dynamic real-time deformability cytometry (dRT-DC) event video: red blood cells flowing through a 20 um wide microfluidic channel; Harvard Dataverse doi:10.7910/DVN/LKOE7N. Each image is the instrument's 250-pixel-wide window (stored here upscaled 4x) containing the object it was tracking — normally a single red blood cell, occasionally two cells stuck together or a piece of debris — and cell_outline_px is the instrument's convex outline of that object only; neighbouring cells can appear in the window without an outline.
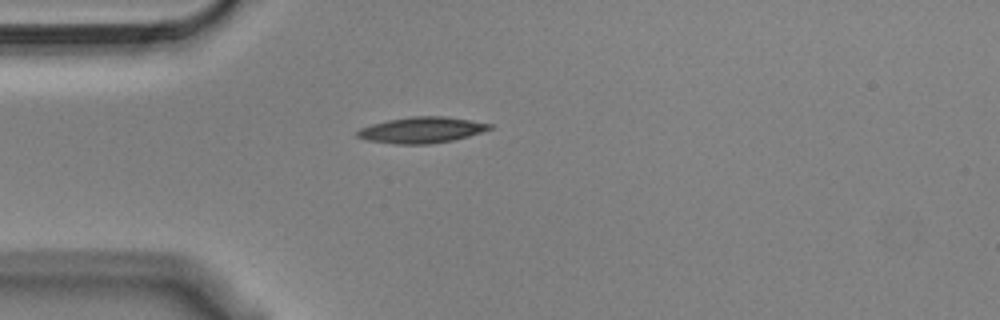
{"species": "Egyptian fruit bat (a non-hibernating species)", "species_latin": "Rousettus aegyptiacus", "temperature_condition": "cold", "stored_images_in_passage": 41, "camera_frame_rate_fps": 3000, "um_per_image_px": 0.085, "animal": {"sex": "male"}, "frame": {"image": 1, "passage_image": 1, "time_ms": 0.0, "image_size_px": [1000, 320], "cell_outline_px": [[492, 128], [468, 136], [452, 140], [428, 144], [396, 144], [368, 140], [356, 136], [356, 132], [360, 128], [372, 124], [388, 120], [412, 116], [444, 116], [492, 124]], "centroid_in_image_um": [35.81, 11.05], "position_along_channel_um": 49.2, "area_um2": 19.77}}
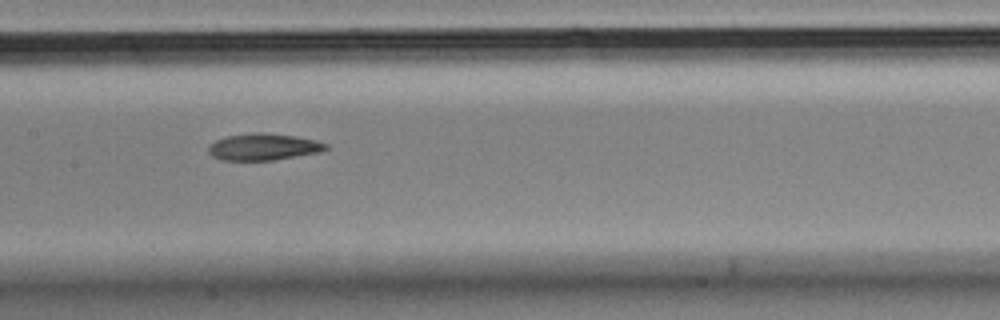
{"frame": {"image": 2, "passage_image": 13, "time_ms": 4.0, "image_size_px": [1000, 320], "cell_outline_px": [[328, 148], [320, 152], [272, 160], [220, 160], [212, 156], [208, 152], [208, 144], [216, 140], [228, 136], [252, 132], [264, 132], [296, 136], [316, 140], [328, 144]], "centroid_in_image_um": [22.38, 12.47], "position_along_channel_um": 185.0, "area_um2": 18.38}}
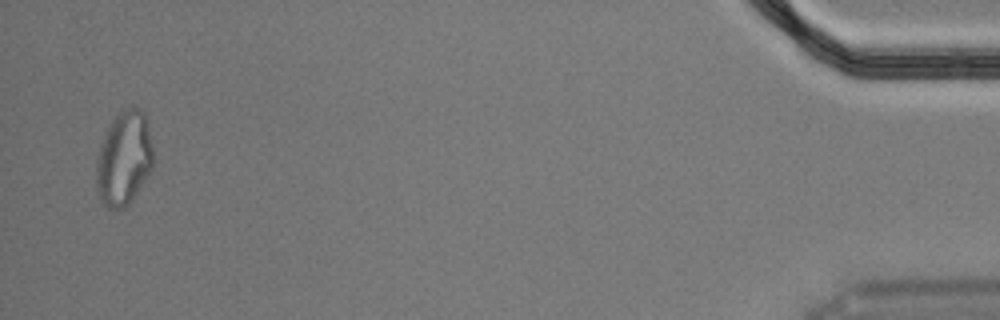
{"frame": {"image": 3, "passage_image": 40, "time_ms": 13.0, "image_size_px": [1000, 320], "cell_outline_px": [[152, 168], [148, 176], [128, 204], [120, 208], [108, 208], [100, 200], [96, 188], [96, 164], [100, 148], [104, 136], [112, 120], [124, 108], [132, 104], [140, 108], [144, 112], [152, 144]], "centroid_in_image_um": [10.53, 13.44], "position_along_channel_um": 424.7, "area_um2": 31.04}, "authors_computed_cell_mechanics": {"area_um2": 19.5942, "velocity_mm_per_s": 3.6348, "shape_relaxation_time_tau1_ms": null, "shape_relaxation_time_tau2_ms": 4.805, "deformation_change_tau1": null, "deformation_change_tau2": 0.1251}}